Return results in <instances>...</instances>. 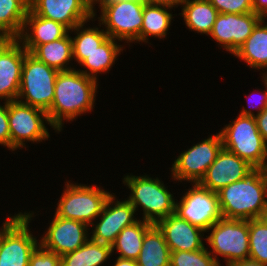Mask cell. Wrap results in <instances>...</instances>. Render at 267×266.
<instances>
[{
	"mask_svg": "<svg viewBox=\"0 0 267 266\" xmlns=\"http://www.w3.org/2000/svg\"><path fill=\"white\" fill-rule=\"evenodd\" d=\"M169 9V10H168ZM171 9V10H170ZM171 7L145 3L140 42L148 43V37L166 38L172 19Z\"/></svg>",
	"mask_w": 267,
	"mask_h": 266,
	"instance_id": "cell-27",
	"label": "cell"
},
{
	"mask_svg": "<svg viewBox=\"0 0 267 266\" xmlns=\"http://www.w3.org/2000/svg\"><path fill=\"white\" fill-rule=\"evenodd\" d=\"M0 145L11 150V135L8 121V102L0 103Z\"/></svg>",
	"mask_w": 267,
	"mask_h": 266,
	"instance_id": "cell-35",
	"label": "cell"
},
{
	"mask_svg": "<svg viewBox=\"0 0 267 266\" xmlns=\"http://www.w3.org/2000/svg\"><path fill=\"white\" fill-rule=\"evenodd\" d=\"M117 40L108 37L98 48L85 55V60L80 64L86 70H78L84 75L97 81V74L110 71L117 57L123 51L124 45L117 44ZM88 70V71H87Z\"/></svg>",
	"mask_w": 267,
	"mask_h": 266,
	"instance_id": "cell-23",
	"label": "cell"
},
{
	"mask_svg": "<svg viewBox=\"0 0 267 266\" xmlns=\"http://www.w3.org/2000/svg\"><path fill=\"white\" fill-rule=\"evenodd\" d=\"M29 9L35 15L57 21L69 30L84 22L96 20L91 0H29Z\"/></svg>",
	"mask_w": 267,
	"mask_h": 266,
	"instance_id": "cell-16",
	"label": "cell"
},
{
	"mask_svg": "<svg viewBox=\"0 0 267 266\" xmlns=\"http://www.w3.org/2000/svg\"><path fill=\"white\" fill-rule=\"evenodd\" d=\"M88 227L83 222L64 219L54 214L39 244L57 255H65L77 250L89 240Z\"/></svg>",
	"mask_w": 267,
	"mask_h": 266,
	"instance_id": "cell-15",
	"label": "cell"
},
{
	"mask_svg": "<svg viewBox=\"0 0 267 266\" xmlns=\"http://www.w3.org/2000/svg\"><path fill=\"white\" fill-rule=\"evenodd\" d=\"M266 70V72H264L263 74H262V77H263V83H264V85H265V88H267V69H265Z\"/></svg>",
	"mask_w": 267,
	"mask_h": 266,
	"instance_id": "cell-45",
	"label": "cell"
},
{
	"mask_svg": "<svg viewBox=\"0 0 267 266\" xmlns=\"http://www.w3.org/2000/svg\"><path fill=\"white\" fill-rule=\"evenodd\" d=\"M121 1H131V0H92V13H93V17L96 18L95 16L97 15L96 10L94 7L96 4H99V6H105L107 4H114L117 2H121ZM95 4V5H94Z\"/></svg>",
	"mask_w": 267,
	"mask_h": 266,
	"instance_id": "cell-41",
	"label": "cell"
},
{
	"mask_svg": "<svg viewBox=\"0 0 267 266\" xmlns=\"http://www.w3.org/2000/svg\"><path fill=\"white\" fill-rule=\"evenodd\" d=\"M154 224L139 220L133 225L125 227L111 245L112 253L116 250L117 257L122 259L137 260L139 257L145 233Z\"/></svg>",
	"mask_w": 267,
	"mask_h": 266,
	"instance_id": "cell-26",
	"label": "cell"
},
{
	"mask_svg": "<svg viewBox=\"0 0 267 266\" xmlns=\"http://www.w3.org/2000/svg\"><path fill=\"white\" fill-rule=\"evenodd\" d=\"M146 3L154 4V5H163L168 7H178V5H182L186 0H145Z\"/></svg>",
	"mask_w": 267,
	"mask_h": 266,
	"instance_id": "cell-39",
	"label": "cell"
},
{
	"mask_svg": "<svg viewBox=\"0 0 267 266\" xmlns=\"http://www.w3.org/2000/svg\"><path fill=\"white\" fill-rule=\"evenodd\" d=\"M8 121L11 135V151H15L18 148H26L27 141L40 143L50 138L45 124L50 126L51 124L47 113L41 109L21 103L18 100L9 101Z\"/></svg>",
	"mask_w": 267,
	"mask_h": 266,
	"instance_id": "cell-10",
	"label": "cell"
},
{
	"mask_svg": "<svg viewBox=\"0 0 267 266\" xmlns=\"http://www.w3.org/2000/svg\"><path fill=\"white\" fill-rule=\"evenodd\" d=\"M122 182L131 190L127 200L134 207L135 212L138 211L139 206L142 208V220L156 224L159 220L175 213L174 195L166 189L164 182H161L158 177L131 174L125 176Z\"/></svg>",
	"mask_w": 267,
	"mask_h": 266,
	"instance_id": "cell-3",
	"label": "cell"
},
{
	"mask_svg": "<svg viewBox=\"0 0 267 266\" xmlns=\"http://www.w3.org/2000/svg\"><path fill=\"white\" fill-rule=\"evenodd\" d=\"M68 33L70 30L66 26L57 21L35 15L29 9L18 40L27 52L31 53L38 45L59 40Z\"/></svg>",
	"mask_w": 267,
	"mask_h": 266,
	"instance_id": "cell-20",
	"label": "cell"
},
{
	"mask_svg": "<svg viewBox=\"0 0 267 266\" xmlns=\"http://www.w3.org/2000/svg\"><path fill=\"white\" fill-rule=\"evenodd\" d=\"M253 168L247 161L222 148L199 183L218 192L221 188L243 179Z\"/></svg>",
	"mask_w": 267,
	"mask_h": 266,
	"instance_id": "cell-18",
	"label": "cell"
},
{
	"mask_svg": "<svg viewBox=\"0 0 267 266\" xmlns=\"http://www.w3.org/2000/svg\"><path fill=\"white\" fill-rule=\"evenodd\" d=\"M145 3V0H131L99 6L98 26L104 25L107 35L119 42H140Z\"/></svg>",
	"mask_w": 267,
	"mask_h": 266,
	"instance_id": "cell-9",
	"label": "cell"
},
{
	"mask_svg": "<svg viewBox=\"0 0 267 266\" xmlns=\"http://www.w3.org/2000/svg\"><path fill=\"white\" fill-rule=\"evenodd\" d=\"M86 23L84 22L70 30V32L77 34L76 36H71V39L73 44V59L79 65L85 60V55L90 54L109 37L104 29L97 28V26L93 28L86 27Z\"/></svg>",
	"mask_w": 267,
	"mask_h": 266,
	"instance_id": "cell-30",
	"label": "cell"
},
{
	"mask_svg": "<svg viewBox=\"0 0 267 266\" xmlns=\"http://www.w3.org/2000/svg\"><path fill=\"white\" fill-rule=\"evenodd\" d=\"M28 10L29 0H0V31L8 39H18Z\"/></svg>",
	"mask_w": 267,
	"mask_h": 266,
	"instance_id": "cell-28",
	"label": "cell"
},
{
	"mask_svg": "<svg viewBox=\"0 0 267 266\" xmlns=\"http://www.w3.org/2000/svg\"><path fill=\"white\" fill-rule=\"evenodd\" d=\"M249 258L267 264V226L257 218L249 220Z\"/></svg>",
	"mask_w": 267,
	"mask_h": 266,
	"instance_id": "cell-31",
	"label": "cell"
},
{
	"mask_svg": "<svg viewBox=\"0 0 267 266\" xmlns=\"http://www.w3.org/2000/svg\"><path fill=\"white\" fill-rule=\"evenodd\" d=\"M175 214L205 232L223 218L217 192L200 183H193L180 201H175Z\"/></svg>",
	"mask_w": 267,
	"mask_h": 266,
	"instance_id": "cell-11",
	"label": "cell"
},
{
	"mask_svg": "<svg viewBox=\"0 0 267 266\" xmlns=\"http://www.w3.org/2000/svg\"><path fill=\"white\" fill-rule=\"evenodd\" d=\"M221 14H245L253 12L252 0H209Z\"/></svg>",
	"mask_w": 267,
	"mask_h": 266,
	"instance_id": "cell-33",
	"label": "cell"
},
{
	"mask_svg": "<svg viewBox=\"0 0 267 266\" xmlns=\"http://www.w3.org/2000/svg\"><path fill=\"white\" fill-rule=\"evenodd\" d=\"M262 19L254 12L245 14L219 13L209 36L221 48L234 55Z\"/></svg>",
	"mask_w": 267,
	"mask_h": 266,
	"instance_id": "cell-14",
	"label": "cell"
},
{
	"mask_svg": "<svg viewBox=\"0 0 267 266\" xmlns=\"http://www.w3.org/2000/svg\"><path fill=\"white\" fill-rule=\"evenodd\" d=\"M155 225L163 233L171 252L195 251L205 246L203 242L205 231L175 213L159 220Z\"/></svg>",
	"mask_w": 267,
	"mask_h": 266,
	"instance_id": "cell-19",
	"label": "cell"
},
{
	"mask_svg": "<svg viewBox=\"0 0 267 266\" xmlns=\"http://www.w3.org/2000/svg\"><path fill=\"white\" fill-rule=\"evenodd\" d=\"M261 99H260V102L258 103V105L256 106H253L251 107V109L253 110H258L257 111V114L253 113V110L251 112V109H247V108H243L242 107V110L240 111V115H243V116H256L258 114H260L266 107H267V88L265 89V91L261 94ZM251 98V97H250ZM258 98V97H257ZM259 99V98H258ZM250 102V101H249ZM254 102V101H253ZM250 104V103H248ZM249 106V105H248ZM251 106V105H250Z\"/></svg>",
	"mask_w": 267,
	"mask_h": 266,
	"instance_id": "cell-36",
	"label": "cell"
},
{
	"mask_svg": "<svg viewBox=\"0 0 267 266\" xmlns=\"http://www.w3.org/2000/svg\"><path fill=\"white\" fill-rule=\"evenodd\" d=\"M256 125L262 138L267 143V107L258 115L254 116Z\"/></svg>",
	"mask_w": 267,
	"mask_h": 266,
	"instance_id": "cell-37",
	"label": "cell"
},
{
	"mask_svg": "<svg viewBox=\"0 0 267 266\" xmlns=\"http://www.w3.org/2000/svg\"><path fill=\"white\" fill-rule=\"evenodd\" d=\"M26 52L18 39H7L0 46V100H17Z\"/></svg>",
	"mask_w": 267,
	"mask_h": 266,
	"instance_id": "cell-17",
	"label": "cell"
},
{
	"mask_svg": "<svg viewBox=\"0 0 267 266\" xmlns=\"http://www.w3.org/2000/svg\"><path fill=\"white\" fill-rule=\"evenodd\" d=\"M170 266H219L207 247L195 251L171 252Z\"/></svg>",
	"mask_w": 267,
	"mask_h": 266,
	"instance_id": "cell-32",
	"label": "cell"
},
{
	"mask_svg": "<svg viewBox=\"0 0 267 266\" xmlns=\"http://www.w3.org/2000/svg\"><path fill=\"white\" fill-rule=\"evenodd\" d=\"M253 12L267 19V0H252Z\"/></svg>",
	"mask_w": 267,
	"mask_h": 266,
	"instance_id": "cell-38",
	"label": "cell"
},
{
	"mask_svg": "<svg viewBox=\"0 0 267 266\" xmlns=\"http://www.w3.org/2000/svg\"><path fill=\"white\" fill-rule=\"evenodd\" d=\"M61 256L44 249L40 244L31 253L28 266H61Z\"/></svg>",
	"mask_w": 267,
	"mask_h": 266,
	"instance_id": "cell-34",
	"label": "cell"
},
{
	"mask_svg": "<svg viewBox=\"0 0 267 266\" xmlns=\"http://www.w3.org/2000/svg\"><path fill=\"white\" fill-rule=\"evenodd\" d=\"M64 191L58 200L55 214L58 217L77 220L90 226L101 214L111 195L101 187L73 184L66 181Z\"/></svg>",
	"mask_w": 267,
	"mask_h": 266,
	"instance_id": "cell-7",
	"label": "cell"
},
{
	"mask_svg": "<svg viewBox=\"0 0 267 266\" xmlns=\"http://www.w3.org/2000/svg\"><path fill=\"white\" fill-rule=\"evenodd\" d=\"M8 38L0 31V46L7 40Z\"/></svg>",
	"mask_w": 267,
	"mask_h": 266,
	"instance_id": "cell-44",
	"label": "cell"
},
{
	"mask_svg": "<svg viewBox=\"0 0 267 266\" xmlns=\"http://www.w3.org/2000/svg\"><path fill=\"white\" fill-rule=\"evenodd\" d=\"M219 132L223 148L254 168L267 169V143L259 133L254 116L238 115Z\"/></svg>",
	"mask_w": 267,
	"mask_h": 266,
	"instance_id": "cell-4",
	"label": "cell"
},
{
	"mask_svg": "<svg viewBox=\"0 0 267 266\" xmlns=\"http://www.w3.org/2000/svg\"><path fill=\"white\" fill-rule=\"evenodd\" d=\"M230 266H267V264H263L261 262H258L254 259L247 258L241 261L234 262Z\"/></svg>",
	"mask_w": 267,
	"mask_h": 266,
	"instance_id": "cell-40",
	"label": "cell"
},
{
	"mask_svg": "<svg viewBox=\"0 0 267 266\" xmlns=\"http://www.w3.org/2000/svg\"><path fill=\"white\" fill-rule=\"evenodd\" d=\"M181 7L182 13L178 15H182L189 31L208 36L219 14L211 2L209 0H186Z\"/></svg>",
	"mask_w": 267,
	"mask_h": 266,
	"instance_id": "cell-22",
	"label": "cell"
},
{
	"mask_svg": "<svg viewBox=\"0 0 267 266\" xmlns=\"http://www.w3.org/2000/svg\"><path fill=\"white\" fill-rule=\"evenodd\" d=\"M34 212L18 213L3 222L0 238V266H28L39 241L29 230Z\"/></svg>",
	"mask_w": 267,
	"mask_h": 266,
	"instance_id": "cell-6",
	"label": "cell"
},
{
	"mask_svg": "<svg viewBox=\"0 0 267 266\" xmlns=\"http://www.w3.org/2000/svg\"><path fill=\"white\" fill-rule=\"evenodd\" d=\"M263 18L234 56L253 69H267V22Z\"/></svg>",
	"mask_w": 267,
	"mask_h": 266,
	"instance_id": "cell-21",
	"label": "cell"
},
{
	"mask_svg": "<svg viewBox=\"0 0 267 266\" xmlns=\"http://www.w3.org/2000/svg\"><path fill=\"white\" fill-rule=\"evenodd\" d=\"M58 73V70L26 52L17 100L47 113L54 100Z\"/></svg>",
	"mask_w": 267,
	"mask_h": 266,
	"instance_id": "cell-5",
	"label": "cell"
},
{
	"mask_svg": "<svg viewBox=\"0 0 267 266\" xmlns=\"http://www.w3.org/2000/svg\"><path fill=\"white\" fill-rule=\"evenodd\" d=\"M257 219L267 226V206L262 210Z\"/></svg>",
	"mask_w": 267,
	"mask_h": 266,
	"instance_id": "cell-43",
	"label": "cell"
},
{
	"mask_svg": "<svg viewBox=\"0 0 267 266\" xmlns=\"http://www.w3.org/2000/svg\"><path fill=\"white\" fill-rule=\"evenodd\" d=\"M116 200V201H115ZM135 209L128 200L118 201L114 193L108 197L101 214L97 217L99 221L93 222L89 228L90 239L102 244L112 245L119 233L128 226L133 225L139 219L135 218Z\"/></svg>",
	"mask_w": 267,
	"mask_h": 266,
	"instance_id": "cell-13",
	"label": "cell"
},
{
	"mask_svg": "<svg viewBox=\"0 0 267 266\" xmlns=\"http://www.w3.org/2000/svg\"><path fill=\"white\" fill-rule=\"evenodd\" d=\"M31 54L58 71L74 69L69 65L73 60V44L69 33L59 40L38 45Z\"/></svg>",
	"mask_w": 267,
	"mask_h": 266,
	"instance_id": "cell-25",
	"label": "cell"
},
{
	"mask_svg": "<svg viewBox=\"0 0 267 266\" xmlns=\"http://www.w3.org/2000/svg\"><path fill=\"white\" fill-rule=\"evenodd\" d=\"M112 266H138V265L136 260L122 259L117 257V260H115V264Z\"/></svg>",
	"mask_w": 267,
	"mask_h": 266,
	"instance_id": "cell-42",
	"label": "cell"
},
{
	"mask_svg": "<svg viewBox=\"0 0 267 266\" xmlns=\"http://www.w3.org/2000/svg\"><path fill=\"white\" fill-rule=\"evenodd\" d=\"M98 82L75 68L59 71L54 90V100L47 116L51 127L59 133L63 122L73 121L95 106Z\"/></svg>",
	"mask_w": 267,
	"mask_h": 266,
	"instance_id": "cell-1",
	"label": "cell"
},
{
	"mask_svg": "<svg viewBox=\"0 0 267 266\" xmlns=\"http://www.w3.org/2000/svg\"><path fill=\"white\" fill-rule=\"evenodd\" d=\"M223 218L251 220L267 206V169L253 168L247 175L218 192Z\"/></svg>",
	"mask_w": 267,
	"mask_h": 266,
	"instance_id": "cell-2",
	"label": "cell"
},
{
	"mask_svg": "<svg viewBox=\"0 0 267 266\" xmlns=\"http://www.w3.org/2000/svg\"><path fill=\"white\" fill-rule=\"evenodd\" d=\"M171 251L163 233L154 224L144 236L138 266H170Z\"/></svg>",
	"mask_w": 267,
	"mask_h": 266,
	"instance_id": "cell-24",
	"label": "cell"
},
{
	"mask_svg": "<svg viewBox=\"0 0 267 266\" xmlns=\"http://www.w3.org/2000/svg\"><path fill=\"white\" fill-rule=\"evenodd\" d=\"M222 148L221 135L216 133L182 152L170 168L173 180L199 183Z\"/></svg>",
	"mask_w": 267,
	"mask_h": 266,
	"instance_id": "cell-12",
	"label": "cell"
},
{
	"mask_svg": "<svg viewBox=\"0 0 267 266\" xmlns=\"http://www.w3.org/2000/svg\"><path fill=\"white\" fill-rule=\"evenodd\" d=\"M112 255L110 245L89 240L77 250L61 256V266H102Z\"/></svg>",
	"mask_w": 267,
	"mask_h": 266,
	"instance_id": "cell-29",
	"label": "cell"
},
{
	"mask_svg": "<svg viewBox=\"0 0 267 266\" xmlns=\"http://www.w3.org/2000/svg\"><path fill=\"white\" fill-rule=\"evenodd\" d=\"M1 235H2V227H1V229H0V238H1Z\"/></svg>",
	"mask_w": 267,
	"mask_h": 266,
	"instance_id": "cell-46",
	"label": "cell"
},
{
	"mask_svg": "<svg viewBox=\"0 0 267 266\" xmlns=\"http://www.w3.org/2000/svg\"><path fill=\"white\" fill-rule=\"evenodd\" d=\"M209 231L205 239L212 251L208 252L219 266L221 264L217 256L225 259L226 266L249 258V220L221 218L207 230Z\"/></svg>",
	"mask_w": 267,
	"mask_h": 266,
	"instance_id": "cell-8",
	"label": "cell"
}]
</instances>
